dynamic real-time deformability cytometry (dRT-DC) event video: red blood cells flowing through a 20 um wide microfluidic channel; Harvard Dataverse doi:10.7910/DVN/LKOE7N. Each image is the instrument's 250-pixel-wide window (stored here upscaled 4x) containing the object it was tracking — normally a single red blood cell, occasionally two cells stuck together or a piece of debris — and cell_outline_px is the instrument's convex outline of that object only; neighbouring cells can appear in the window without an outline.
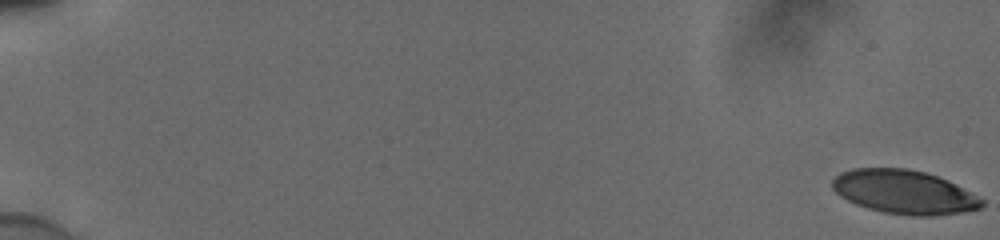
{"species": "human", "species_latin": "Homo sapiens", "temperature_condition": "cold", "stored_images_in_passage": 56, "camera_frame_rate_fps": 3000, "um_per_image_px": 0.085, "donor": {"sex": "male"}, "frame": {"image": 1, "passage_image": 1, "time_ms": 0.0, "image_size_px": [1000, 240], "cell_outline_px": [[984, 204], [980, 208], [964, 212], [932, 216], [912, 216], [884, 212], [868, 208], [856, 204], [840, 196], [832, 188], [832, 180], [840, 172], [852, 168], [908, 168], [924, 172], [948, 180], [956, 184], [984, 200]], "centroid_in_image_um": [76.85, 16.32], "position_along_channel_um": 8.2, "area_um2": 38.15}}
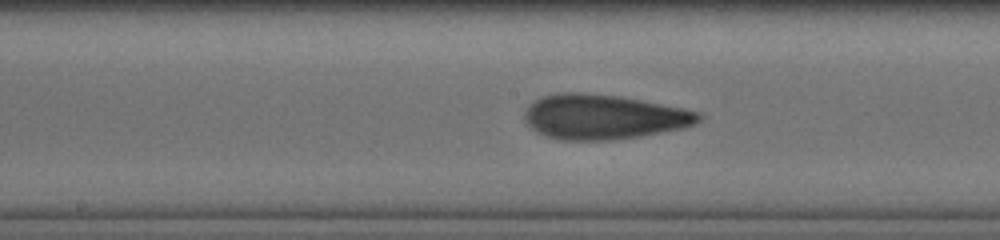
{"frame": {"image": 2, "passage_image": 32, "time_ms": 10.333, "image_size_px": [1000, 240], "cell_outline_px": [[704, 116], [696, 124], [684, 128], [640, 136], [612, 140], [556, 140], [544, 136], [536, 132], [524, 120], [524, 112], [536, 100], [544, 96], [560, 92], [580, 92], [620, 96], [700, 112]], "centroid_in_image_um": [51.29, 9.95], "position_along_channel_um": 196.9, "area_um2": 45.43}}
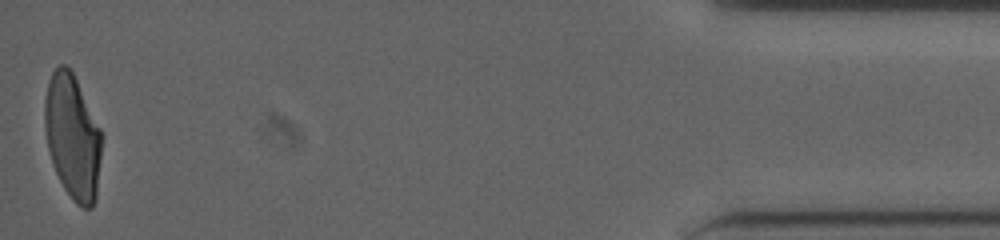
{"frame": {"image": 3, "passage_image": 56, "time_ms": 18.333, "image_size_px": [1000, 240], "cell_outline_px": [[104, 136], [96, 200], [92, 208], [84, 208], [76, 204], [72, 200], [64, 188], [56, 172], [48, 148], [44, 128], [44, 100], [48, 80], [52, 72], [60, 64], [64, 64], [72, 72]], "centroid_in_image_um": [6.18, 11.66], "position_along_channel_um": 429.0, "area_um2": 41.67}, "authors_computed_cell_mechanics": {"area_um2": 42.8587, "velocity_mm_per_s": 3.8733, "shape_relaxation_time_tau1_ms": 4.8346, "shape_relaxation_time_tau2_ms": 1.1776, "deformation_change_tau1": 0.1876, "deformation_change_tau2": 0.089}}